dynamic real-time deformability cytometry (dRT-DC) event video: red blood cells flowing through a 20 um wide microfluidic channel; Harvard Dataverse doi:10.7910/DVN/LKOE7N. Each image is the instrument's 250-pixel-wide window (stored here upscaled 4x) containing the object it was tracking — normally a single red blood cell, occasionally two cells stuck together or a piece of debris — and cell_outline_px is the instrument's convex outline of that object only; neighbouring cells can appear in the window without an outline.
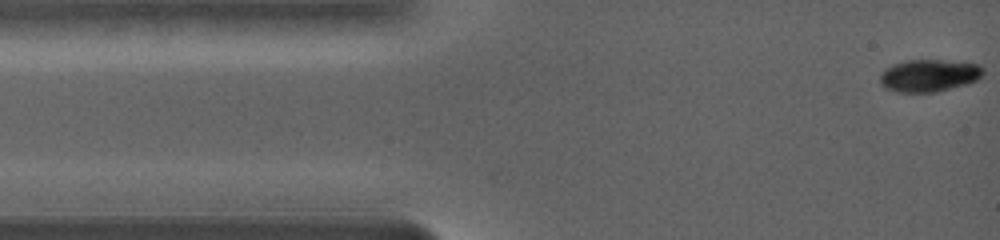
{"species": "common noctule bat (a hibernating species)", "species_latin": "Nyctalus noctula", "temperature_condition": "warm", "stored_images_in_passage": 62, "camera_frame_rate_fps": 5000, "um_per_image_px": 0.085, "animal": {"sex": "female", "body_mass_g": 19.0, "forearm_length_mm": 56.7}, "frame": {"image": 1, "passage_image": 1, "time_ms": 0.0, "image_size_px": [1000, 240], "cell_outline_px": [[984, 72], [976, 80], [964, 84], [932, 92], [900, 92], [884, 88], [880, 84], [880, 72], [884, 68], [892, 64], [908, 60], [940, 60], [980, 64], [984, 68]], "centroid_in_image_um": [78.91, 6.4], "position_along_channel_um": 6.1, "area_um2": 19.31}}
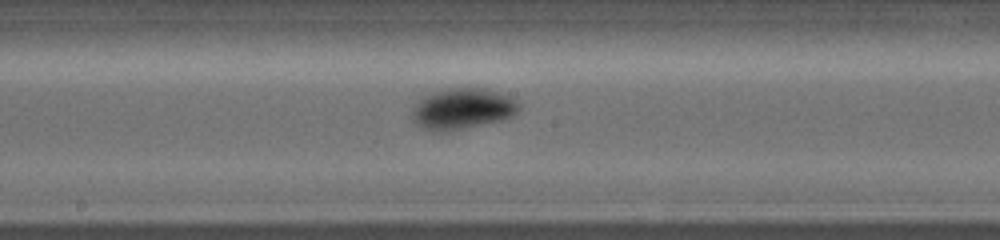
{"frame": {"image": 2, "passage_image": 29, "time_ms": 7.6, "image_size_px": [1000, 240], "cell_outline_px": [[520, 108], [512, 116], [500, 120], [464, 128], [444, 132], [432, 132], [416, 124], [412, 120], [412, 108], [424, 96], [440, 88], [488, 88], [500, 92], [516, 100], [520, 104]], "centroid_in_image_um": [39.28, 9.23], "position_along_channel_um": 208.9, "area_um2": 25.66}}
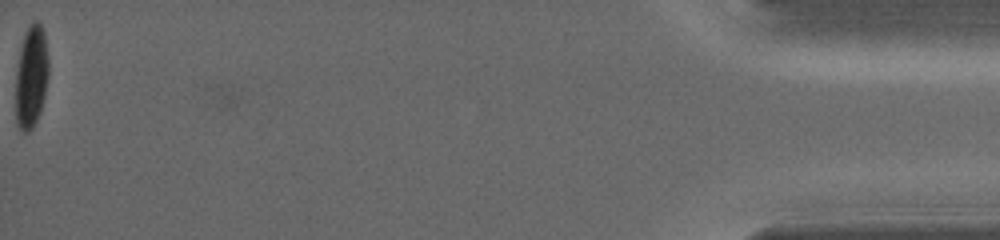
{"frame": {"image": 3, "passage_image": 62, "time_ms": 18.0, "image_size_px": [1000, 240], "cell_outline_px": [[48, 72], [44, 96], [40, 112], [32, 128], [28, 132], [24, 132], [16, 124], [16, 68], [20, 48], [24, 32], [32, 20], [36, 20], [40, 24], [44, 32], [48, 60]], "centroid_in_image_um": [2.64, 6.48], "position_along_channel_um": 432.6, "area_um2": 19.65}, "authors_computed_cell_mechanics": {"area_um2": 22.1085, "velocity_mm_per_s": 3.6391, "shape_relaxation_time_tau1_ms": 1.278, "shape_relaxation_time_tau2_ms": null, "deformation_change_tau1": 0.1167, "deformation_change_tau2": null}}